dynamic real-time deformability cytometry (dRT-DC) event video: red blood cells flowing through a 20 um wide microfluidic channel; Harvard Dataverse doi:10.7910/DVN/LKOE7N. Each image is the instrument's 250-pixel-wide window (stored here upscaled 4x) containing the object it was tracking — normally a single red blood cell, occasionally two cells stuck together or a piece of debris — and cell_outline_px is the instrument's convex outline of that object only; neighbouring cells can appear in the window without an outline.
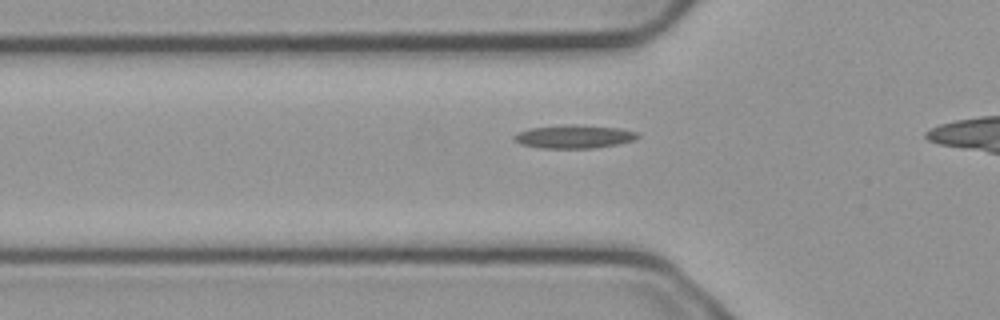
{"species": "common noctule bat (a hibernating species)", "species_latin": "Nyctalus noctula", "temperature_condition": "cold", "stored_images_in_passage": 37, "camera_frame_rate_fps": 3000, "um_per_image_px": 0.085, "animal": {"sex": "male", "body_mass_g": 23.1, "forearm_length_mm": 52.7}, "frame": {"image": 1, "passage_image": 11, "time_ms": 3.333, "image_size_px": [1000, 320], "cell_outline_px": [[640, 136], [632, 140], [616, 144], [596, 148], [540, 148], [520, 144], [512, 140], [512, 136], [516, 132], [532, 128], [572, 124], [620, 128], [636, 132]], "centroid_in_image_um": [48.73, 11.61], "position_along_channel_um": 77.1, "area_um2": 16.76}}
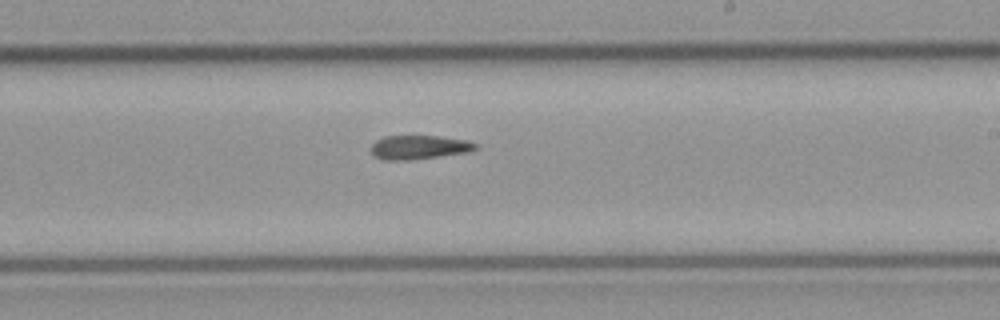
{"frame": {"image": 2, "passage_image": 25, "time_ms": 8.0, "image_size_px": [1000, 320], "cell_outline_px": [[476, 148], [468, 152], [408, 160], [380, 160], [372, 152], [372, 144], [376, 140], [384, 136], [436, 136], [468, 140], [476, 144]], "centroid_in_image_um": [35.59, 12.51], "position_along_channel_um": 253.4, "area_um2": 14.39}}
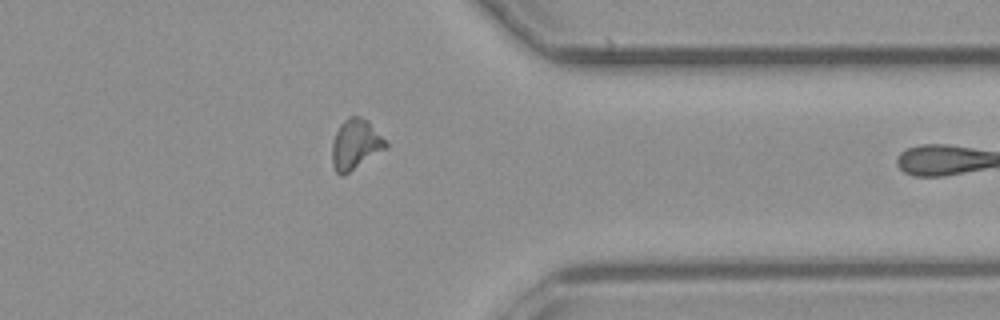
{"frame": {"image": 3, "passage_image": 36, "time_ms": 11.667, "image_size_px": [1000, 320], "cell_outline_px": [[388, 148], [344, 176], [340, 176], [336, 172], [332, 164], [332, 140], [340, 124], [348, 116], [360, 116], [368, 120], [388, 144]], "centroid_in_image_um": [30.21, 12.29], "position_along_channel_um": 381.2, "area_um2": 15.95}}